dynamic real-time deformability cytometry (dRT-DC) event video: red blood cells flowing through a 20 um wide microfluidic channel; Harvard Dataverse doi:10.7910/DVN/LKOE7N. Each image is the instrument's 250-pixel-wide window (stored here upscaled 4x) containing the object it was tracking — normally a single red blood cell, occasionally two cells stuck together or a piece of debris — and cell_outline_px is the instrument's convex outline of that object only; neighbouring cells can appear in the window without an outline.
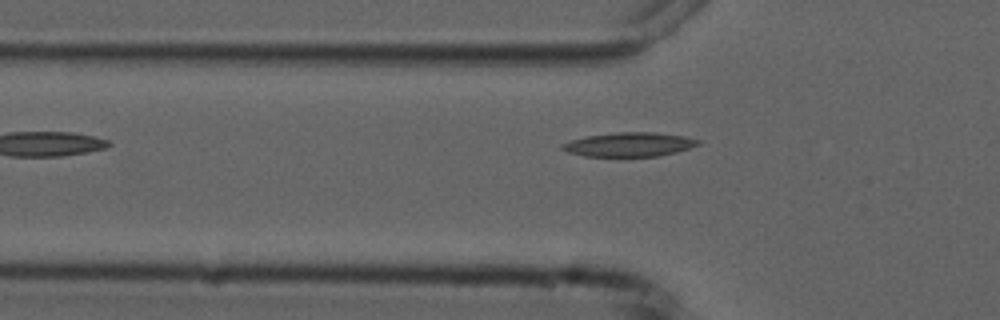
{"species": "common noctule bat (a hibernating species)", "species_latin": "Nyctalus noctula", "temperature_condition": "cold", "stored_images_in_passage": 5, "camera_frame_rate_fps": 3000, "um_per_image_px": 0.085, "animal": {"sex": "male", "forearm_length_mm": 52.5}, "frame": {"image": 1, "passage_image": 3, "time_ms": 2.333, "image_size_px": [1000, 320], "cell_outline_px": [[700, 144], [676, 152], [660, 156], [584, 156], [568, 152], [560, 148], [560, 144], [572, 140], [588, 136], [616, 132], [656, 132], [684, 136], [700, 140]], "centroid_in_image_um": [53.49, 12.28], "position_along_channel_um": 72.3, "area_um2": 19.02}}
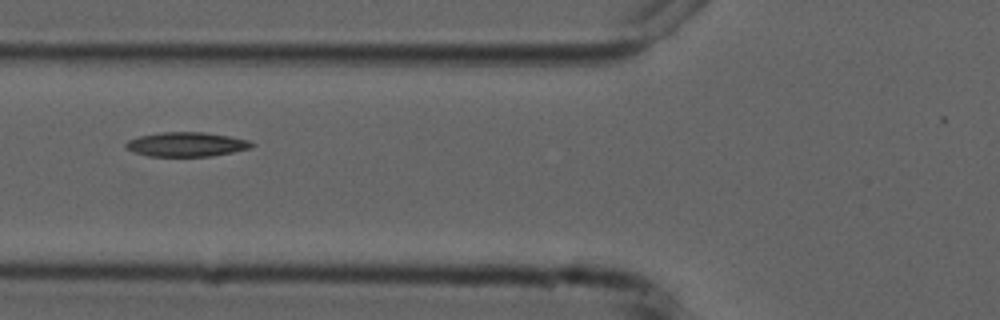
{"frame": {"image": 2, "passage_image": 4, "time_ms": 3.333, "image_size_px": [1000, 320], "cell_outline_px": [[256, 144], [248, 148], [232, 152], [212, 156], [148, 156], [124, 148], [124, 144], [128, 140], [140, 136], [160, 132], [204, 132], [228, 136], [248, 140]], "centroid_in_image_um": [15.82, 12.27], "position_along_channel_um": 110.0, "area_um2": 17.74}}
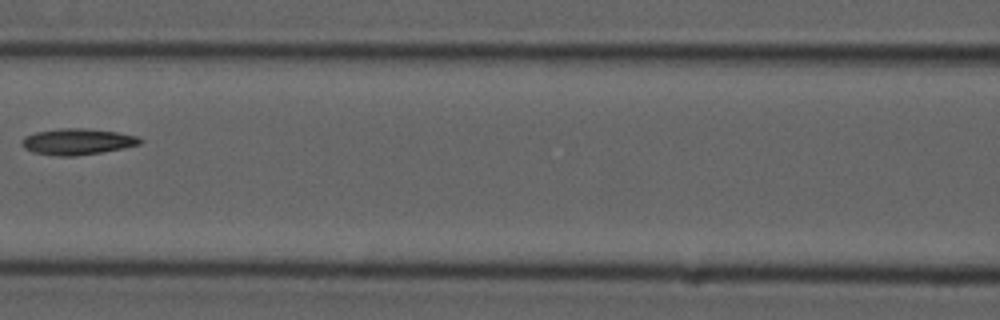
{"frame": {"image": 3, "passage_image": 5, "time_ms": 4.667, "image_size_px": [1000, 320], "cell_outline_px": [[144, 140], [140, 144], [124, 148], [76, 156], [56, 156], [32, 152], [24, 148], [20, 144], [24, 136], [36, 132], [60, 128], [84, 128], [116, 132], [136, 136]], "centroid_in_image_um": [6.55, 12.04], "position_along_channel_um": 160.1, "area_um2": 18.03}}